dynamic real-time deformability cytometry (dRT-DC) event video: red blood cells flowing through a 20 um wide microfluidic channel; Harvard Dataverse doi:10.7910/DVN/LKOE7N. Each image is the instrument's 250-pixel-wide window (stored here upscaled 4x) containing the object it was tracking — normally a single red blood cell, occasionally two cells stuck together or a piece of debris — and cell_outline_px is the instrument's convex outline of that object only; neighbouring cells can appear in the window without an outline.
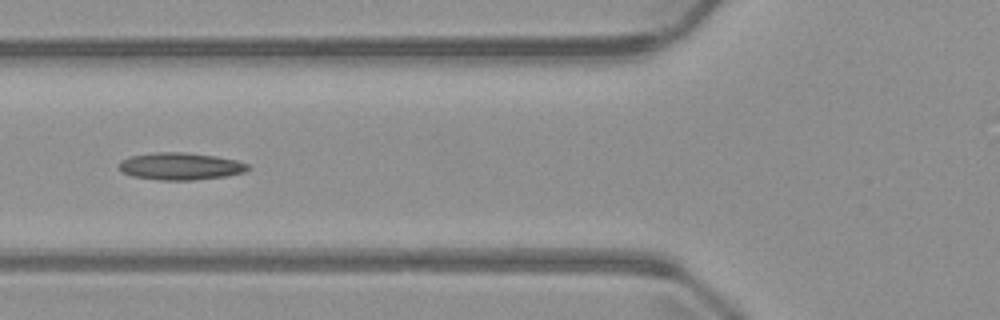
{"species": "common noctule bat (a hibernating species)", "species_latin": "Nyctalus noctula", "temperature_condition": "warm", "stored_images_in_passage": 4, "camera_frame_rate_fps": 3000, "um_per_image_px": 0.085, "animal": {"sex": "male", "body_mass_g": 23.1, "forearm_length_mm": 52.7}, "frame": {"image": 1, "passage_image": 4, "time_ms": 4.333, "image_size_px": [1000, 320], "cell_outline_px": [[252, 168], [244, 172], [228, 176], [192, 180], [160, 180], [132, 176], [124, 172], [120, 168], [120, 160], [132, 156], [152, 152], [184, 152], [216, 156], [236, 160], [248, 164]], "centroid_in_image_um": [15.38, 14.13], "position_along_channel_um": 110.4, "area_um2": 20.46}}